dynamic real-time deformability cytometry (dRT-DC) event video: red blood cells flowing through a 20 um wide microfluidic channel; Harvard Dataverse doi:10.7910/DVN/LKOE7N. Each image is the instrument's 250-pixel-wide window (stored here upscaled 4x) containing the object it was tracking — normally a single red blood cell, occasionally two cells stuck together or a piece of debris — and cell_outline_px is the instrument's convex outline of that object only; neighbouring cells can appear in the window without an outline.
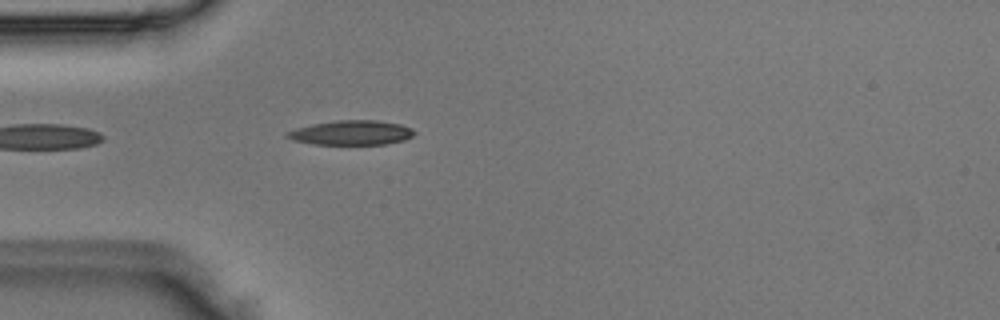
{"species": "Egyptian fruit bat (a non-hibernating species)", "species_latin": "Rousettus aegyptiacus", "temperature_condition": "room temperature", "stored_images_in_passage": 1, "camera_frame_rate_fps": 3000, "um_per_image_px": 0.085, "animal": {"sex": "male"}, "frame": {"image": 1, "passage_image": 1, "time_ms": 0.0, "image_size_px": [1000, 320], "cell_outline_px": [[416, 132], [412, 136], [404, 140], [384, 144], [316, 144], [292, 140], [284, 136], [284, 132], [296, 128], [312, 124], [336, 120], [376, 120], [400, 124], [412, 128]], "centroid_in_image_um": [29.84, 11.27], "position_along_channel_um": 55.2, "area_um2": 18.21}}